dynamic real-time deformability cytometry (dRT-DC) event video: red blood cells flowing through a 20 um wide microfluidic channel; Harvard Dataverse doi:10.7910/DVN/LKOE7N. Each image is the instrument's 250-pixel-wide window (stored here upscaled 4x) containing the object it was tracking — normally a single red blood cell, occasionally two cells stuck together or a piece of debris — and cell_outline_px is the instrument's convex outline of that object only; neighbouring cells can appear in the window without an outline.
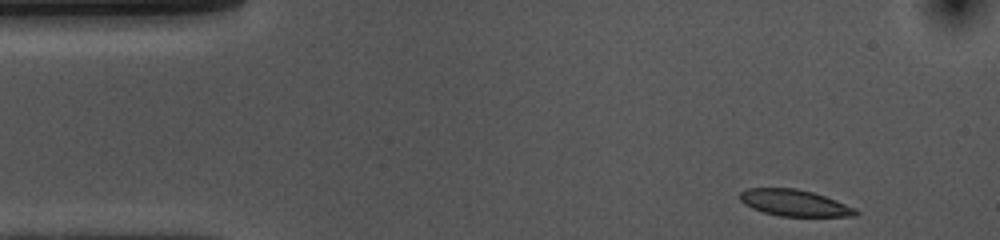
{"species": "common noctule bat (a hibernating species)", "species_latin": "Nyctalus noctula", "temperature_condition": "cold", "stored_images_in_passage": 10, "camera_frame_rate_fps": 3000, "um_per_image_px": 0.085, "animal": {"sex": "female", "body_mass_g": 10.0, "forearm_length_mm": 53.1}, "frame": {"image": 1, "passage_image": 1, "time_ms": 0.0, "image_size_px": [1000, 240], "cell_outline_px": [[860, 212], [856, 216], [780, 216], [764, 212], [752, 208], [744, 204], [740, 200], [740, 192], [744, 188], [796, 188], [812, 192], [836, 200], [856, 208]], "centroid_in_image_um": [67.53, 17.24], "position_along_channel_um": 17.5, "area_um2": 17.86}}